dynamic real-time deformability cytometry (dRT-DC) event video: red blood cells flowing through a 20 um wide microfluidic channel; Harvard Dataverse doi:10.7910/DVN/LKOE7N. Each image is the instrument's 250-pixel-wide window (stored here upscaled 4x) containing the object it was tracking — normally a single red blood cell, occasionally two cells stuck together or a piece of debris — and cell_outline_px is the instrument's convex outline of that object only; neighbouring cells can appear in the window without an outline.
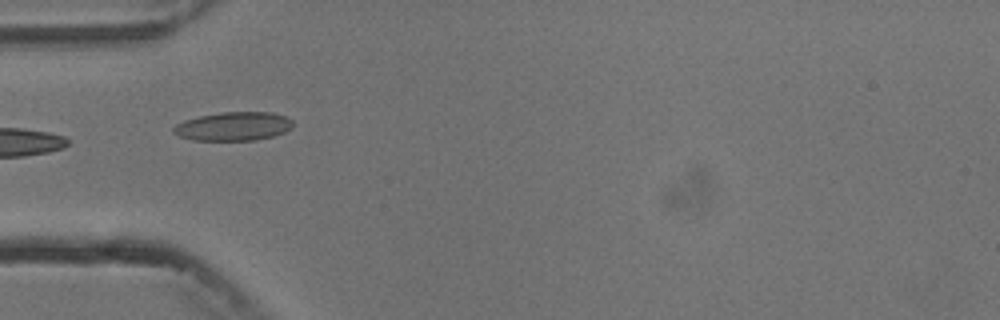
{"species": "common noctule bat (a hibernating species)", "species_latin": "Nyctalus noctula", "temperature_condition": "cold", "stored_images_in_passage": 8, "camera_frame_rate_fps": 3000, "um_per_image_px": 0.085, "animal": {"sex": "male", "body_mass_g": 13.3}, "frame": {"image": 1, "passage_image": 6, "time_ms": 6.0, "image_size_px": [1000, 320], "cell_outline_px": [[292, 128], [284, 132], [272, 136], [256, 140], [192, 140], [180, 136], [172, 132], [172, 128], [176, 124], [184, 120], [200, 116], [220, 112], [272, 112], [284, 116], [292, 120]], "centroid_in_image_um": [19.82, 10.73], "position_along_channel_um": 65.2, "area_um2": 19.94}}
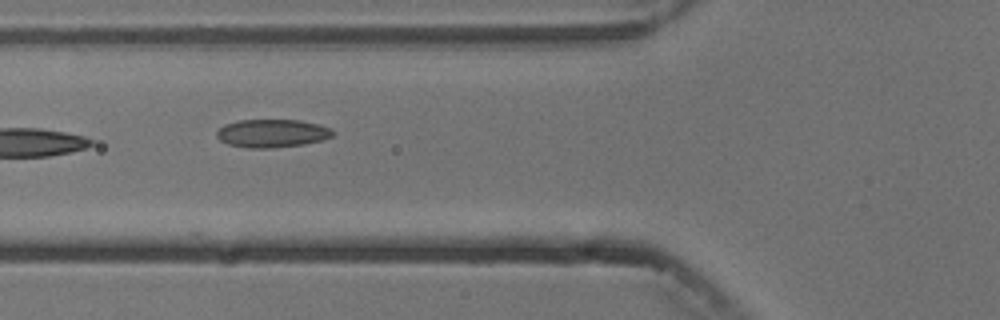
{"frame": {"image": 2, "passage_image": 7, "time_ms": 7.0, "image_size_px": [1000, 320], "cell_outline_px": [[336, 132], [332, 136], [324, 140], [304, 144], [272, 148], [248, 148], [228, 144], [220, 140], [216, 136], [216, 132], [224, 124], [240, 120], [300, 120], [332, 128]], "centroid_in_image_um": [23.15, 11.33], "position_along_channel_um": 102.7, "area_um2": 19.13}}
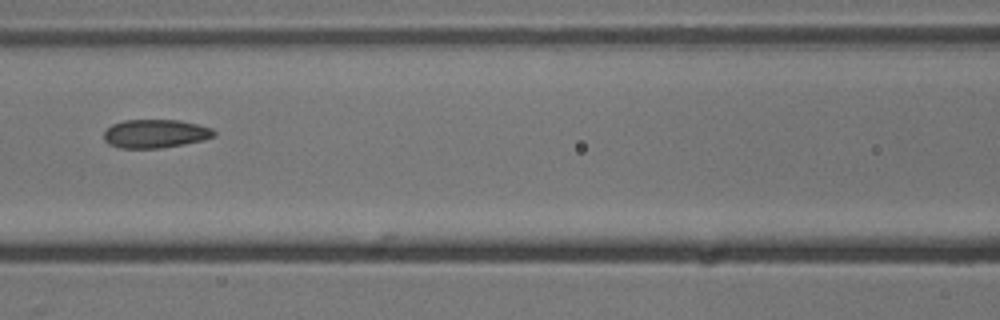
{"frame": {"image": 3, "passage_image": 8, "time_ms": 8.333, "image_size_px": [1000, 320], "cell_outline_px": [[216, 136], [204, 140], [184, 144], [160, 148], [120, 148], [108, 144], [104, 140], [104, 132], [112, 124], [124, 120], [180, 120], [212, 128], [216, 132]], "centroid_in_image_um": [13.21, 11.36], "position_along_channel_um": 153.4, "area_um2": 18.38}}